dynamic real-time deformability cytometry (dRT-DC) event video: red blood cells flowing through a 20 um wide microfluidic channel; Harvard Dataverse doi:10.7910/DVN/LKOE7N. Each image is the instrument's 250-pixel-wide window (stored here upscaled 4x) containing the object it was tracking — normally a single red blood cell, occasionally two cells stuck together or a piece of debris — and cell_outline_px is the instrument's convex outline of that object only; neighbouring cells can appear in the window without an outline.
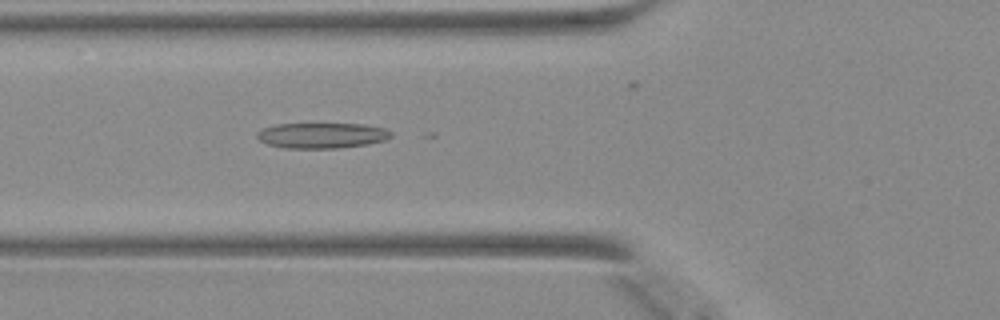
{"species": "Egyptian fruit bat (a non-hibernating species)", "species_latin": "Rousettus aegyptiacus", "temperature_condition": "warm", "stored_images_in_passage": 32, "camera_frame_rate_fps": 3000, "um_per_image_px": 0.085, "animal": {"sex": "female"}, "frame": {"image": 1, "passage_image": 4, "time_ms": 1.0, "image_size_px": [1000, 320], "cell_outline_px": [[392, 136], [384, 140], [368, 144], [336, 148], [284, 148], [268, 144], [260, 140], [256, 136], [256, 132], [264, 128], [276, 124], [364, 124], [384, 128], [392, 132]], "centroid_in_image_um": [27.35, 11.51], "position_along_channel_um": 98.4, "area_um2": 19.83}}
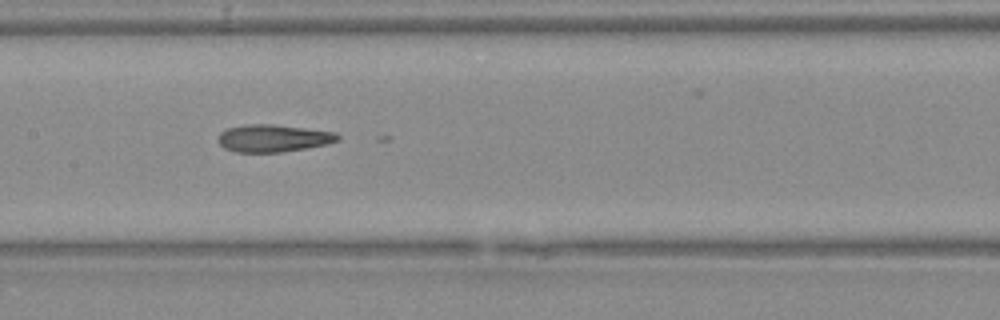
{"frame": {"image": 2, "passage_image": 10, "time_ms": 3.0, "image_size_px": [1000, 320], "cell_outline_px": [[340, 140], [324, 144], [304, 148], [280, 152], [236, 152], [224, 148], [220, 144], [220, 132], [228, 128], [252, 124], [272, 124], [336, 132], [340, 136]], "centroid_in_image_um": [23.24, 11.75], "position_along_channel_um": 184.2, "area_um2": 18.73}}
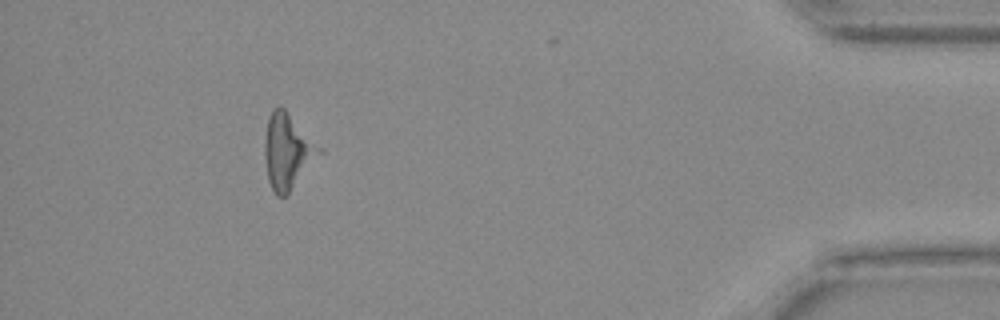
{"frame": {"image": 3, "passage_image": 30, "time_ms": 9.667, "image_size_px": [1000, 320], "cell_outline_px": [[312, 152], [288, 192], [284, 196], [276, 196], [268, 180], [264, 156], [264, 140], [268, 116], [272, 108], [280, 104], [284, 108], [312, 148]], "centroid_in_image_um": [24.13, 12.81], "position_along_channel_um": 411.1, "area_um2": 20.46}}